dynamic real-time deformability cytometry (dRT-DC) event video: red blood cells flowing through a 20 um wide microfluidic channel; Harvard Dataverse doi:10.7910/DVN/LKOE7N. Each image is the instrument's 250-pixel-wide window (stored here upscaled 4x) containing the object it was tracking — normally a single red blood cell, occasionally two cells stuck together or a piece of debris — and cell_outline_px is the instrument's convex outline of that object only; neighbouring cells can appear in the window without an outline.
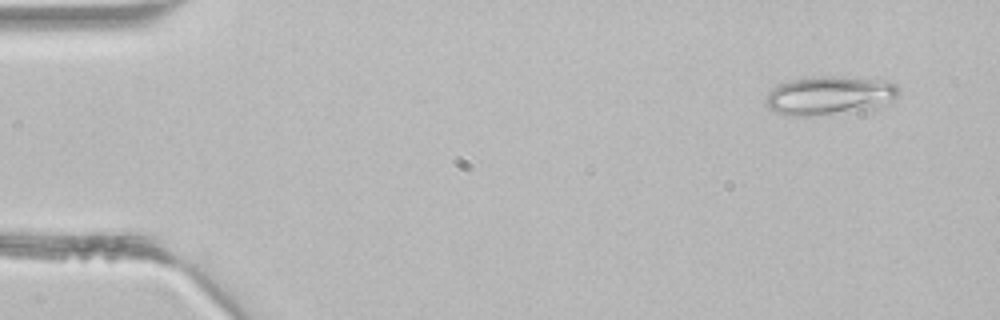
{"species": "common noctule bat (a hibernating species)", "species_latin": "Nyctalus noctula", "temperature_condition": "room temperature", "stored_images_in_passage": 3, "camera_frame_rate_fps": 3000, "um_per_image_px": 0.085, "animal": {"sex": "male", "body_mass_g": 21.5, "forearm_length_mm": 52.0}, "frame": {"image": 1, "passage_image": 1, "time_ms": 0.0, "image_size_px": [1000, 320], "cell_outline_px": [[900, 92], [888, 104], [876, 108], [808, 116], [792, 116], [776, 112], [768, 108], [764, 104], [764, 100], [768, 92], [780, 84], [792, 80], [820, 76], [840, 76], [880, 80], [896, 84], [900, 88]], "centroid_in_image_um": [70.51, 8.12], "position_along_channel_um": 14.5, "area_um2": 29.94}}